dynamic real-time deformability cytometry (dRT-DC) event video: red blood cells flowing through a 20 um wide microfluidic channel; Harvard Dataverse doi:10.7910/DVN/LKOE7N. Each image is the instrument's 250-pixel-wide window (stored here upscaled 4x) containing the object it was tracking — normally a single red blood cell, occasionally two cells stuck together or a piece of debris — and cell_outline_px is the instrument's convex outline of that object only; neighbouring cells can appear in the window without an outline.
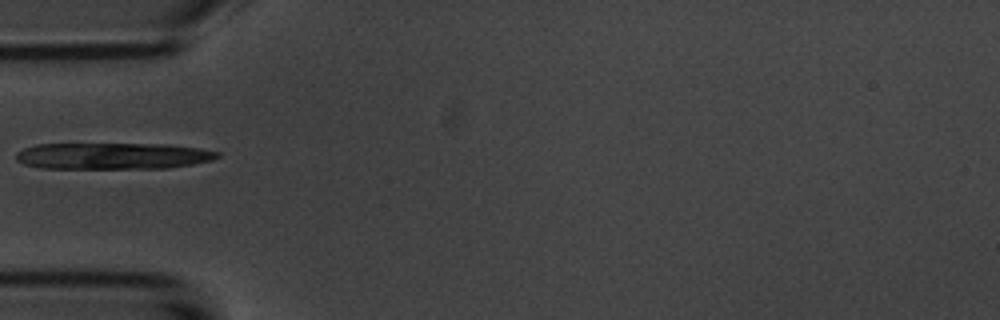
{"species": "common noctule bat (a hibernating species)", "species_latin": "Nyctalus noctula", "temperature_condition": "room temperature", "stored_images_in_passage": 2, "camera_frame_rate_fps": 3000, "um_per_image_px": 0.085, "animal": {"sex": "male", "body_mass_g": 20.1, "forearm_length_mm": 53.5}, "frame": {"image": 1, "passage_image": 1, "time_ms": 0.0, "image_size_px": [1000, 320], "cell_outline_px": [[220, 156], [212, 160], [192, 164], [168, 168], [40, 168], [24, 164], [16, 160], [16, 152], [24, 148], [36, 144], [164, 144], [200, 148], [220, 152]], "centroid_in_image_um": [9.58, 13.25], "position_along_channel_um": 75.4, "area_um2": 31.1}}